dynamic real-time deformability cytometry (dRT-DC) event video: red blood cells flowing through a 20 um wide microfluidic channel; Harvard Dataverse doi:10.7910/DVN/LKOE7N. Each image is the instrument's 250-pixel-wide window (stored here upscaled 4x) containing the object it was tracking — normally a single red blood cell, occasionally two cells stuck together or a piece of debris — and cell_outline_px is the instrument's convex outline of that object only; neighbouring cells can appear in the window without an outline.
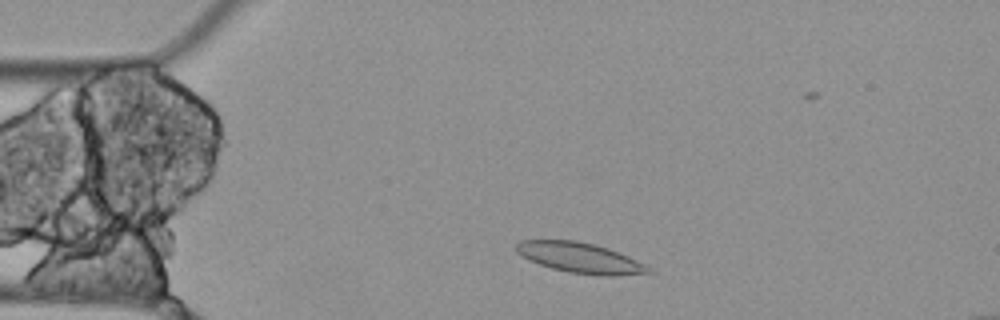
{"species": "Egyptian fruit bat (a non-hibernating species)", "species_latin": "Rousettus aegyptiacus", "temperature_condition": "cold", "stored_images_in_passage": 2, "camera_frame_rate_fps": 3000, "um_per_image_px": 0.085, "animal": {"sex": "female"}, "frame": {"image": 1, "passage_image": 1, "time_ms": 0.0, "image_size_px": [1000, 320], "cell_outline_px": [[656, 272], [616, 276], [600, 276], [568, 272], [552, 268], [528, 260], [516, 252], [516, 244], [520, 240], [576, 240], [596, 244], [608, 248], [628, 256], [652, 268]], "centroid_in_image_um": [49.33, 21.92], "position_along_channel_um": 35.7, "area_um2": 23.58}}